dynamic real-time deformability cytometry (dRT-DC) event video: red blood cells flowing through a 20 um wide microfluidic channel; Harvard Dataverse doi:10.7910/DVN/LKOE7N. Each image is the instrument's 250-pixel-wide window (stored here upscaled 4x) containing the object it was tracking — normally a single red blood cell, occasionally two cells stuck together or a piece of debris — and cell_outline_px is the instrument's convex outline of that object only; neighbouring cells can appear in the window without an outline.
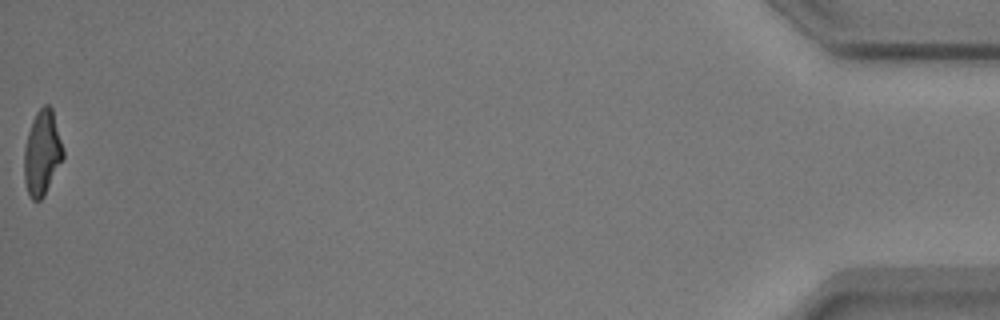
{"species": "common noctule bat (a hibernating species)", "species_latin": "Nyctalus noctula", "temperature_condition": "warm", "stored_images_in_passage": 40, "camera_frame_rate_fps": 3000, "um_per_image_px": 0.085, "animal": {"sex": "male", "body_mass_g": 17.9}, "frame": {"image": 1, "passage_image": 40, "time_ms": 13.0, "image_size_px": [1000, 320], "cell_outline_px": [[64, 156], [44, 196], [40, 200], [32, 200], [28, 192], [24, 180], [24, 148], [28, 132], [32, 120], [36, 112], [44, 104], [48, 104], [52, 108], [64, 148]], "centroid_in_image_um": [3.58, 12.97], "position_along_channel_um": 431.6, "area_um2": 19.31}, "authors_computed_cell_mechanics": {"area_um2": 19.652, "velocity_mm_per_s": 3.7885, "shape_relaxation_time_tau1_ms": 3.6004, "shape_relaxation_time_tau2_ms": 1.3565, "deformation_change_tau1": 0.1744, "deformation_change_tau2": 0.0908}}